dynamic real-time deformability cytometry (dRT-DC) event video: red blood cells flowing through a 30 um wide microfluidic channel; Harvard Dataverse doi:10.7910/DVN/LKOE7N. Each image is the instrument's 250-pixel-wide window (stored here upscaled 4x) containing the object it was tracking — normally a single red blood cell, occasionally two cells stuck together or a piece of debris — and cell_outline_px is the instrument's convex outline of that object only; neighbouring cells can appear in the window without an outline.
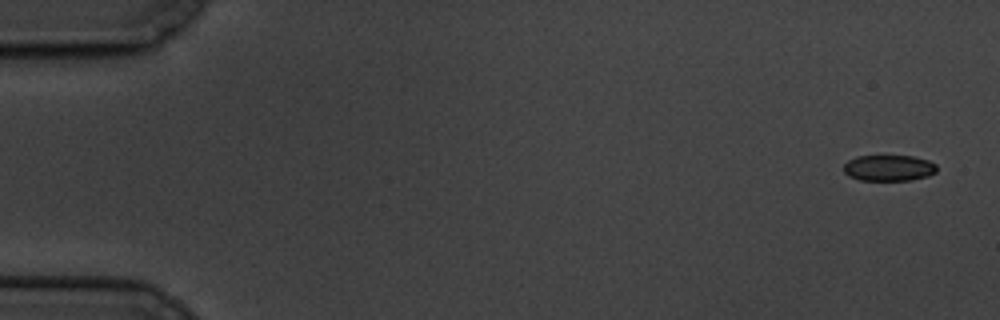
{"species": "common noctule bat (a hibernating species)", "species_latin": "Nyctalus noctula", "temperature_condition": "cold", "stored_images_in_passage": 6, "segment_of_instrument_passage": [1, 2], "camera_frame_rate_fps": 3000, "um_per_image_px": 0.085, "animal": {"sex": "male", "body_mass_g": 19.5, "forearm_length_mm": 54.6}, "frame": {"image": 1, "passage_image": 1, "time_ms": 0.0, "image_size_px": [1000, 320], "cell_outline_px": [[936, 172], [928, 176], [912, 180], [860, 180], [848, 176], [844, 172], [844, 164], [848, 160], [856, 156], [912, 156], [928, 160], [936, 164]], "centroid_in_image_um": [75.54, 14.28], "position_along_channel_um": 9.5, "area_um2": 14.16}}
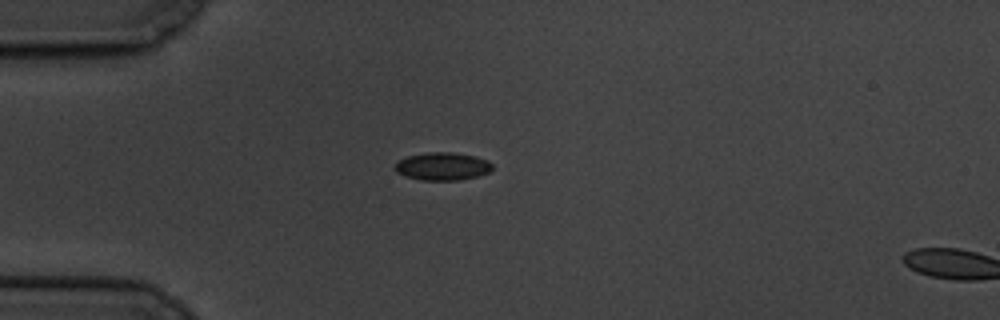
{"frame": {"image": 2, "passage_image": 5, "time_ms": 4.667, "image_size_px": [1000, 320], "cell_outline_px": [[492, 168], [488, 172], [476, 176], [460, 180], [420, 180], [404, 176], [396, 172], [396, 164], [400, 160], [408, 156], [428, 152], [452, 152], [476, 156], [488, 160], [492, 164]], "centroid_in_image_um": [37.62, 14.14], "position_along_channel_um": 47.4, "area_um2": 15.72}}